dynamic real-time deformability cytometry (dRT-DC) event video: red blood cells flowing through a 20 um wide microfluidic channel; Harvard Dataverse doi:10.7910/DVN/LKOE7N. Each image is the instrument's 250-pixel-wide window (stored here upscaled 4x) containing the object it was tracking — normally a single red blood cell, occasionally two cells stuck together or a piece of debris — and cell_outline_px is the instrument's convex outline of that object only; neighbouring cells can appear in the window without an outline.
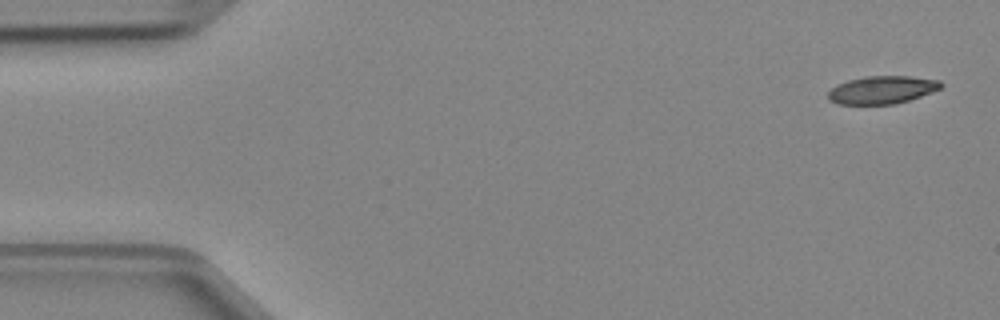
{"species": "Egyptian fruit bat (a non-hibernating species)", "species_latin": "Rousettus aegyptiacus", "temperature_condition": "cold", "stored_images_in_passage": 4, "camera_frame_rate_fps": 3000, "um_per_image_px": 0.085, "animal": {"sex": "female"}, "frame": {"image": 1, "passage_image": 1, "time_ms": 0.0, "image_size_px": [1000, 320], "cell_outline_px": [[944, 84], [940, 88], [920, 96], [896, 104], [836, 104], [828, 100], [828, 92], [836, 84], [848, 80], [868, 76], [908, 76], [940, 80]], "centroid_in_image_um": [74.94, 7.64], "position_along_channel_um": 10.1, "area_um2": 18.26}}
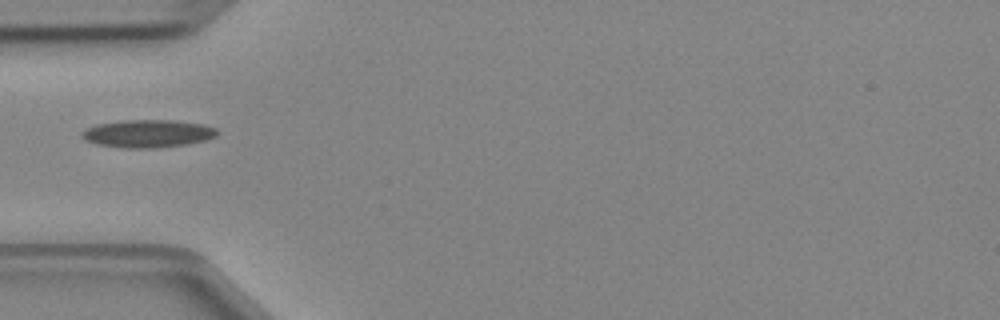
{"frame": {"image": 2, "passage_image": 4, "time_ms": 1.0, "image_size_px": [1000, 320], "cell_outline_px": [[220, 132], [216, 136], [204, 140], [188, 144], [156, 148], [124, 148], [100, 144], [88, 140], [80, 136], [88, 128], [96, 124], [124, 120], [176, 120], [204, 124], [216, 128]], "centroid_in_image_um": [12.64, 11.35], "position_along_channel_um": 72.4, "area_um2": 21.79}}